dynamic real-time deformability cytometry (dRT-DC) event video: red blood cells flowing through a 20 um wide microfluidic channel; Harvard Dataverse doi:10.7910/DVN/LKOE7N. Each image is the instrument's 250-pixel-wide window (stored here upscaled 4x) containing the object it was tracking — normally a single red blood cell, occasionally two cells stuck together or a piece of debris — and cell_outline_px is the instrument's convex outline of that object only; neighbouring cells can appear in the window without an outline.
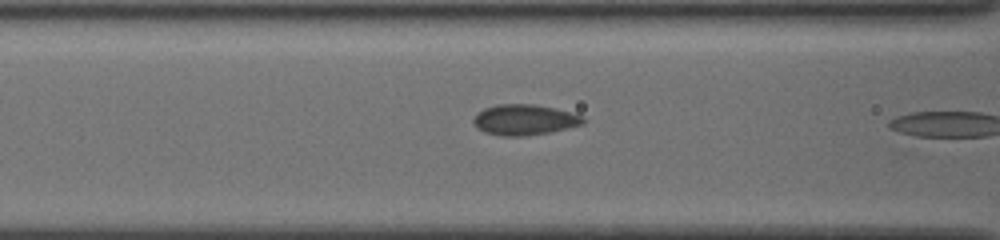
{"species": "common noctule bat (a hibernating species)", "species_latin": "Nyctalus noctula", "temperature_condition": "cold", "stored_images_in_passage": 10, "camera_frame_rate_fps": 3000, "um_per_image_px": 0.085, "animal": {"sex": "female", "body_mass_g": 19.5, "forearm_length_mm": 54.1}, "frame": {"image": 1, "passage_image": 8, "time_ms": 2.333, "image_size_px": [1000, 240], "cell_outline_px": [[584, 124], [548, 132], [524, 136], [500, 136], [484, 132], [476, 128], [472, 120], [476, 112], [484, 108], [496, 104], [532, 104], [556, 108], [584, 116]], "centroid_in_image_um": [44.53, 10.17], "position_along_channel_um": 122.1, "area_um2": 19.71}}